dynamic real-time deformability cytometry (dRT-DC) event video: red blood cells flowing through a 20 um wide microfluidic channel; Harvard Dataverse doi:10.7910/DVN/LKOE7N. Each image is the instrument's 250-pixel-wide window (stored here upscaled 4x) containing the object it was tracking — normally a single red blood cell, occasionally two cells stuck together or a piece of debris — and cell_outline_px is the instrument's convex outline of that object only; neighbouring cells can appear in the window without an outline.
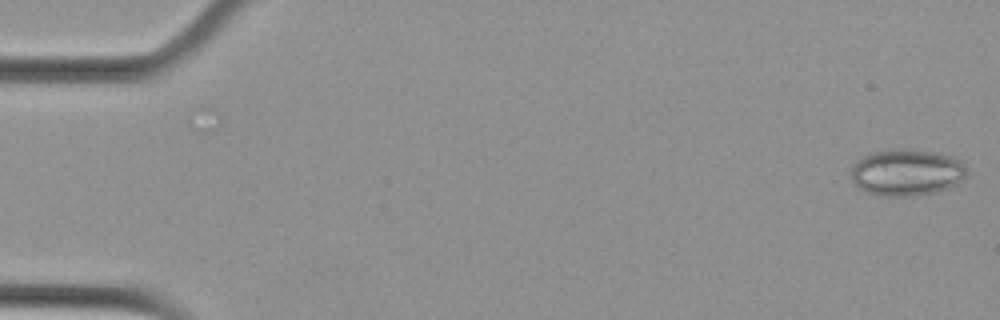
{"species": "Egyptian fruit bat (a non-hibernating species)", "species_latin": "Rousettus aegyptiacus", "temperature_condition": "cold", "stored_images_in_passage": 7, "camera_frame_rate_fps": 3000, "um_per_image_px": 0.085, "animal": {"sex": "female"}, "frame": {"image": 1, "passage_image": 1, "time_ms": 0.0, "image_size_px": [1000, 320], "cell_outline_px": [[968, 176], [964, 180], [948, 188], [936, 192], [912, 196], [876, 196], [864, 192], [852, 180], [852, 168], [856, 160], [868, 152], [888, 148], [936, 152], [960, 160], [968, 168]], "centroid_in_image_um": [77.07, 14.66], "position_along_channel_um": 7.9, "area_um2": 31.96}}
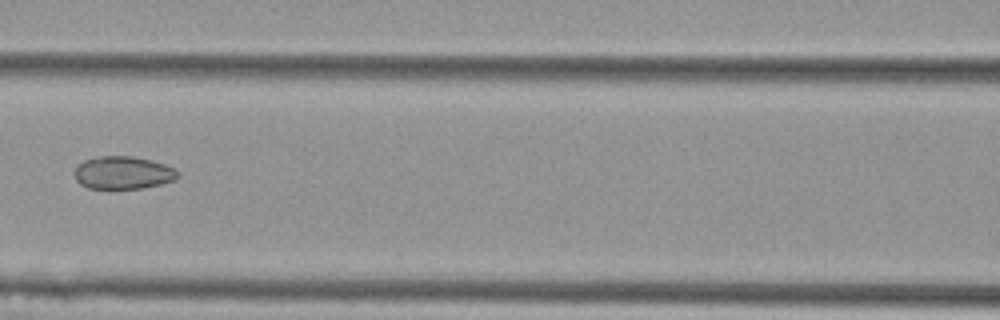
{"frame": {"image": 2, "passage_image": 7, "time_ms": 2.0, "image_size_px": [1000, 320], "cell_outline_px": [[180, 176], [172, 180], [160, 184], [140, 188], [88, 188], [80, 184], [76, 180], [76, 164], [84, 160], [96, 156], [132, 156], [164, 164], [180, 172]], "centroid_in_image_um": [10.43, 14.67], "position_along_channel_um": 156.2, "area_um2": 19.54}}